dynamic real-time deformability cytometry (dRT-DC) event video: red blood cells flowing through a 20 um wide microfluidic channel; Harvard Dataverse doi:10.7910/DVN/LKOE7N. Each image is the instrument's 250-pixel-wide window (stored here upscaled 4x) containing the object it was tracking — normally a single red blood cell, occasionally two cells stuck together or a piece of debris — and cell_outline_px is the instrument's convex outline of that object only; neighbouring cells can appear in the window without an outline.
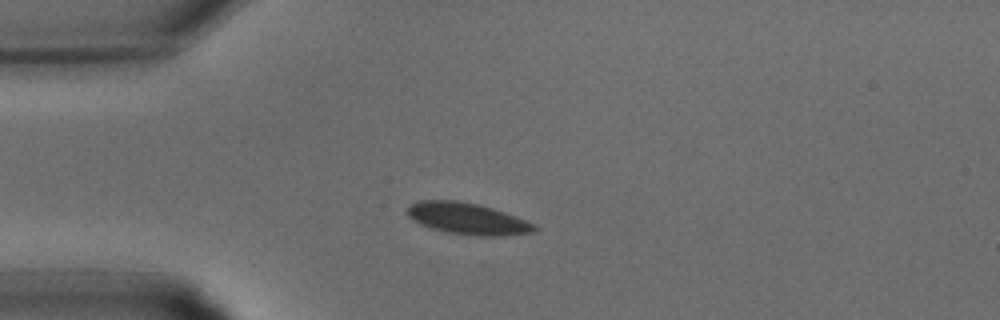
{"species": "common noctule bat (a hibernating species)", "species_latin": "Nyctalus noctula", "temperature_condition": "warm", "stored_images_in_passage": 25, "camera_frame_rate_fps": 3000, "um_per_image_px": 0.085, "animal": {"sex": "male", "body_mass_g": 15.6}, "frame": {"image": 1, "passage_image": 1, "time_ms": 0.0, "image_size_px": [1000, 320], "cell_outline_px": [[540, 228], [536, 232], [500, 236], [480, 236], [444, 232], [420, 224], [408, 216], [404, 212], [408, 204], [416, 200], [456, 200], [476, 204], [492, 208], [516, 216], [536, 224]], "centroid_in_image_um": [39.72, 18.58], "position_along_channel_um": 45.3, "area_um2": 23.7}}
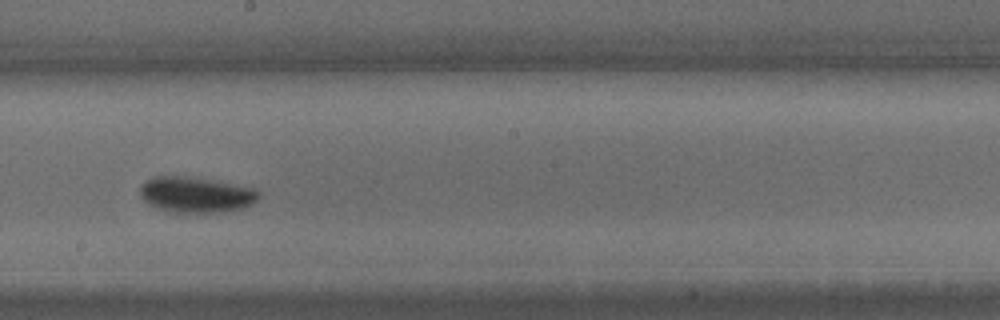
{"frame": {"image": 2, "passage_image": 11, "time_ms": 3.333, "image_size_px": [1000, 320], "cell_outline_px": [[260, 196], [252, 204], [240, 208], [216, 212], [168, 212], [156, 208], [148, 204], [140, 196], [140, 184], [156, 176], [188, 176], [256, 188], [260, 192]], "centroid_in_image_um": [16.63, 16.54], "position_along_channel_um": 231.6, "area_um2": 24.62}}
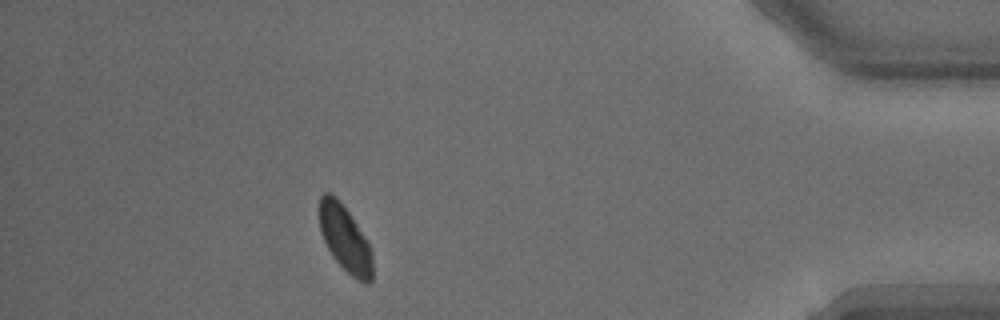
{"frame": {"image": 3, "passage_image": 22, "time_ms": 7.0, "image_size_px": [1000, 320], "cell_outline_px": [[372, 280], [368, 284], [356, 280], [332, 256], [320, 232], [316, 212], [320, 196], [324, 192], [328, 192], [348, 212], [364, 236], [372, 252]], "centroid_in_image_um": [29.28, 20.29], "position_along_channel_um": 405.9, "area_um2": 20.4}}